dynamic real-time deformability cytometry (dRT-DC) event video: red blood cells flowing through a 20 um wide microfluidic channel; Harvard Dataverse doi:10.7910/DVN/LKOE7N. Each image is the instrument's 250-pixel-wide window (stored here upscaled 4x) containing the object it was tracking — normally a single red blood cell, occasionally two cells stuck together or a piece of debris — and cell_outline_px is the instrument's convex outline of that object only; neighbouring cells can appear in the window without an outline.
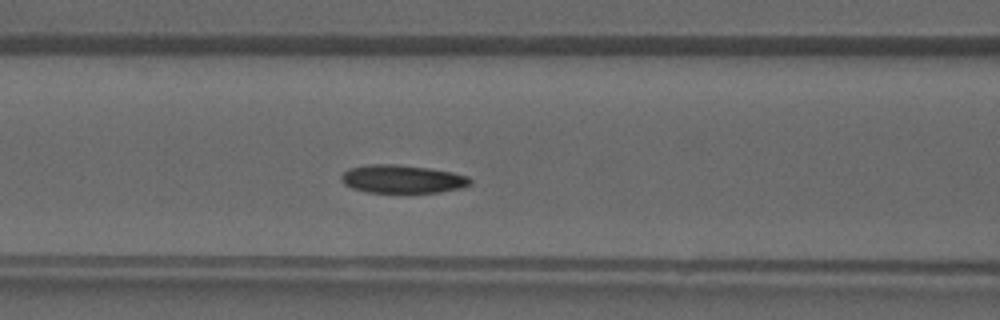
{"species": "common noctule bat (a hibernating species)", "species_latin": "Nyctalus noctula", "temperature_condition": "warm", "stored_images_in_passage": 38, "camera_frame_rate_fps": 3000, "um_per_image_px": 0.085, "animal": {"sex": "male", "forearm_length_mm": 52.5}, "frame": {"image": 1, "passage_image": 13, "time_ms": 4.0, "image_size_px": [1000, 320], "cell_outline_px": [[472, 184], [464, 188], [440, 192], [368, 192], [352, 188], [344, 184], [340, 180], [340, 176], [348, 168], [368, 164], [396, 164], [428, 168], [452, 172], [468, 176], [472, 180]], "centroid_in_image_um": [34.21, 15.21], "position_along_channel_um": 132.4, "area_um2": 21.33}}
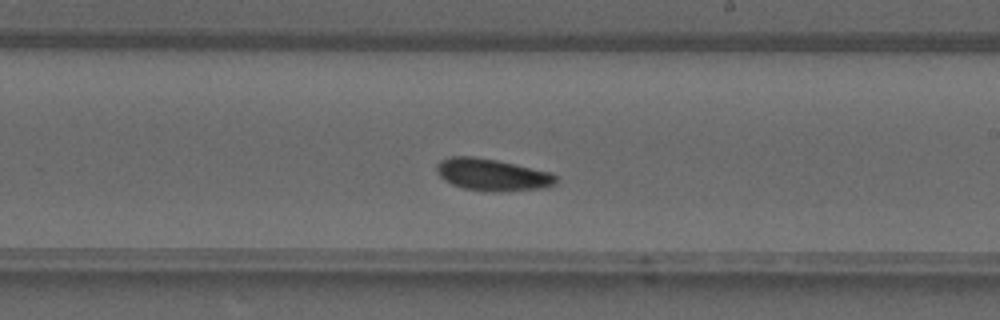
{"frame": {"image": 2, "passage_image": 20, "time_ms": 6.333, "image_size_px": [1000, 320], "cell_outline_px": [[556, 184], [544, 188], [496, 192], [492, 192], [464, 188], [452, 184], [444, 180], [436, 172], [436, 164], [440, 160], [452, 156], [472, 156], [496, 160], [552, 172], [556, 176]], "centroid_in_image_um": [41.83, 14.85], "position_along_channel_um": 247.2, "area_um2": 22.31}}
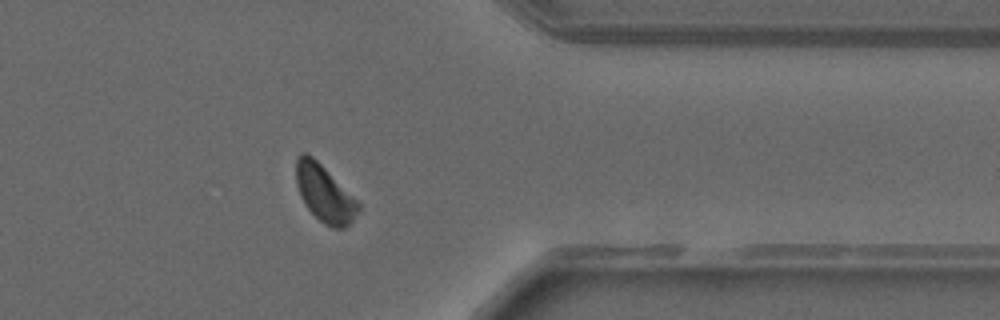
{"frame": {"image": 3, "passage_image": 29, "time_ms": 9.333, "image_size_px": [1000, 320], "cell_outline_px": [[360, 208], [352, 220], [344, 228], [332, 228], [324, 224], [308, 208], [300, 196], [296, 184], [296, 156], [300, 152], [304, 152], [312, 156], [360, 204]], "centroid_in_image_um": [27.54, 16.44], "position_along_channel_um": 383.9, "area_um2": 20.11}}